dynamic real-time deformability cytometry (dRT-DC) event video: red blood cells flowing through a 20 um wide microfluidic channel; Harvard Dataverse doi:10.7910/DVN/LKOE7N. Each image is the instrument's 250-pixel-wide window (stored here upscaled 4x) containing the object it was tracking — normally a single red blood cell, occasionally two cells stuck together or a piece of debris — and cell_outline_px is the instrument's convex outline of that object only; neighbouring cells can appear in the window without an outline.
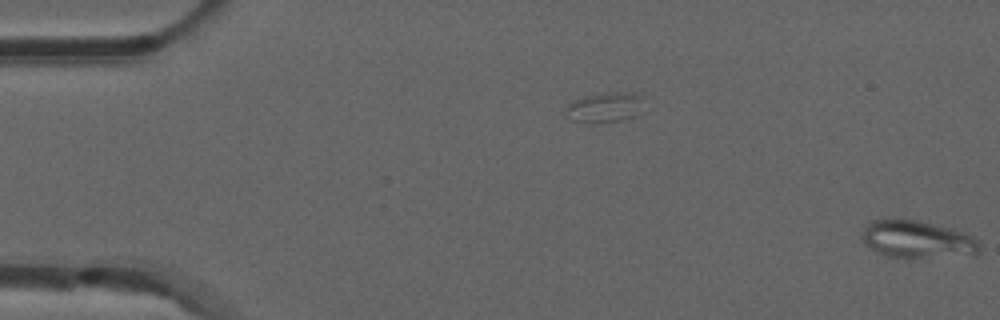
{"species": "common noctule bat (a hibernating species)", "species_latin": "Nyctalus noctula", "temperature_condition": "room temperature", "stored_images_in_passage": 5, "segment_of_instrument_passage": [2, 2], "camera_frame_rate_fps": 3000, "um_per_image_px": 0.085, "animal": {"sex": "male", "forearm_length_mm": 52.5}, "frame": {"image": 1, "passage_image": 5, "time_ms": 1.333, "image_size_px": [1000, 320], "cell_outline_px": [[980, 252], [976, 256], [908, 260], [888, 256], [876, 252], [864, 244], [860, 236], [864, 228], [872, 220], [916, 220], [952, 228], [964, 232], [972, 236], [980, 244]], "centroid_in_image_um": [78.03, 20.42], "position_along_channel_um": 7.0, "area_um2": 26.65}}